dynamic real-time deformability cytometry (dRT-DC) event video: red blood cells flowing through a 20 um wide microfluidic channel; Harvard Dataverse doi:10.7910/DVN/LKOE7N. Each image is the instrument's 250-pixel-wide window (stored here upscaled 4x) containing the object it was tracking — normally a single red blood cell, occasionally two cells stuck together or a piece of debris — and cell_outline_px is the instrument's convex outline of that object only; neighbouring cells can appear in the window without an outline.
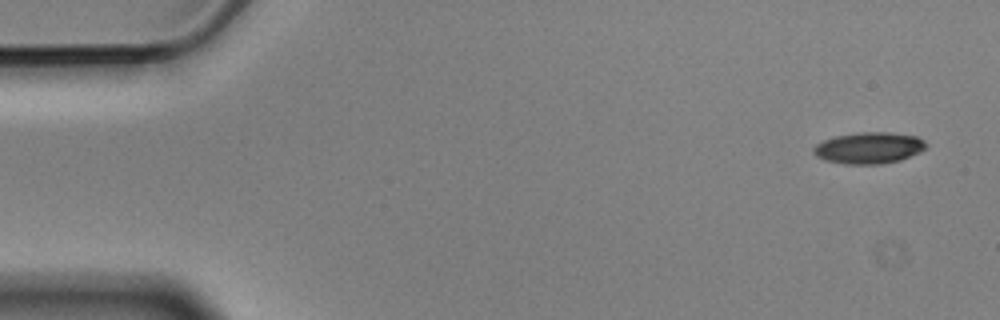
{"species": "Egyptian fruit bat (a non-hibernating species)", "species_latin": "Rousettus aegyptiacus", "temperature_condition": "cold", "stored_images_in_passage": 9, "camera_frame_rate_fps": 3000, "um_per_image_px": 0.085, "animal": {"sex": "male"}, "frame": {"image": 1, "passage_image": 1, "time_ms": 0.0, "image_size_px": [1000, 320], "cell_outline_px": [[928, 144], [920, 152], [900, 160], [880, 164], [844, 164], [824, 160], [816, 156], [812, 152], [812, 148], [816, 144], [824, 140], [836, 136], [860, 132], [888, 132], [916, 136], [924, 140]], "centroid_in_image_um": [73.84, 12.57], "position_along_channel_um": 11.2, "area_um2": 20.63}}
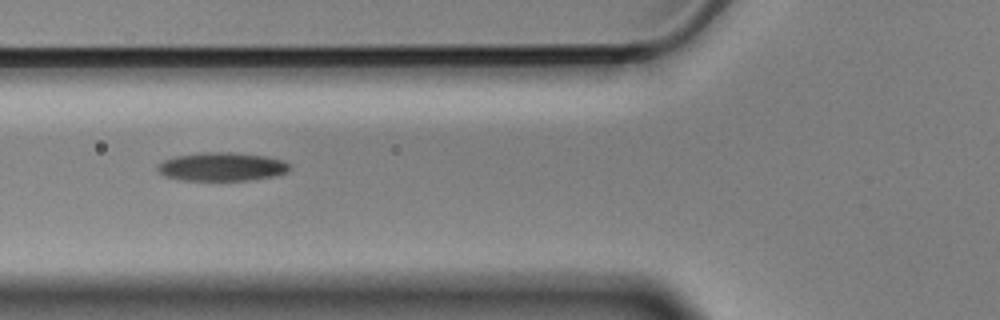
{"frame": {"image": 2, "passage_image": 6, "time_ms": 1.667, "image_size_px": [1000, 320], "cell_outline_px": [[292, 168], [288, 172], [276, 176], [248, 180], [184, 180], [164, 176], [156, 168], [156, 164], [164, 160], [176, 156], [200, 152], [236, 152], [264, 156], [284, 160]], "centroid_in_image_um": [18.87, 14.16], "position_along_channel_um": 106.9, "area_um2": 22.14}}
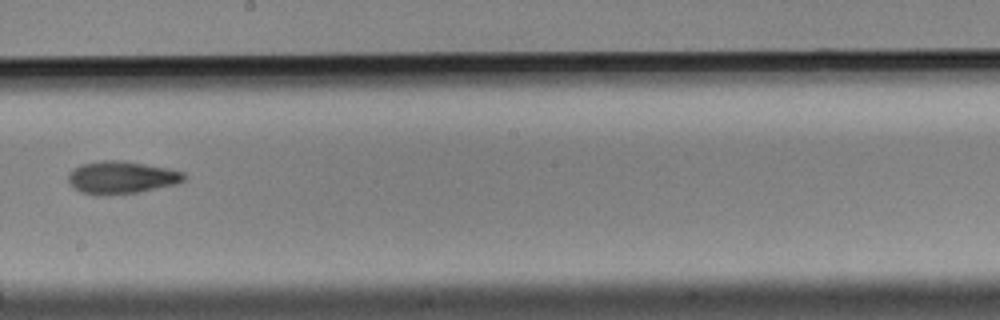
{"frame": {"image": 3, "passage_image": 9, "time_ms": 2.667, "image_size_px": [1000, 320], "cell_outline_px": [[184, 180], [176, 184], [136, 192], [104, 196], [96, 196], [80, 192], [68, 180], [68, 176], [80, 164], [104, 160], [120, 160], [168, 168], [184, 172]], "centroid_in_image_um": [10.32, 15.09], "position_along_channel_um": 237.9, "area_um2": 21.73}}